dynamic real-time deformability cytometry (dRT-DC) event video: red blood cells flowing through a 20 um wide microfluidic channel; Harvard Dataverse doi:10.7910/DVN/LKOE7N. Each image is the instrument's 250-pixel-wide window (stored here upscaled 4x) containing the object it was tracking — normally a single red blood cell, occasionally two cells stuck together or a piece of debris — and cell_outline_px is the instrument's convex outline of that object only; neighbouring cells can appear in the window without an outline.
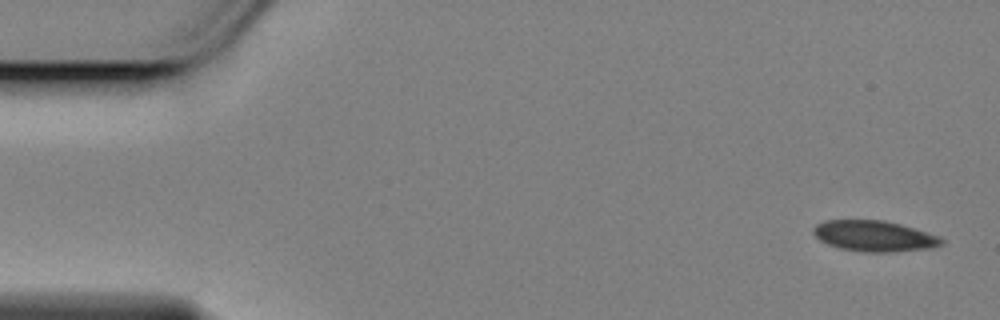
{"species": "Egyptian fruit bat (a non-hibernating species)", "species_latin": "Rousettus aegyptiacus", "temperature_condition": "cold", "stored_images_in_passage": 11, "camera_frame_rate_fps": 3000, "um_per_image_px": 0.085, "animal": {"sex": "female"}, "frame": {"image": 1, "passage_image": 1, "time_ms": 0.0, "image_size_px": [1000, 320], "cell_outline_px": [[944, 244], [932, 248], [892, 252], [864, 252], [840, 248], [828, 244], [820, 240], [812, 232], [812, 228], [816, 224], [824, 220], [884, 220], [900, 224], [940, 236], [944, 240]], "centroid_in_image_um": [74.32, 20.06], "position_along_channel_um": 10.7, "area_um2": 23.12}}